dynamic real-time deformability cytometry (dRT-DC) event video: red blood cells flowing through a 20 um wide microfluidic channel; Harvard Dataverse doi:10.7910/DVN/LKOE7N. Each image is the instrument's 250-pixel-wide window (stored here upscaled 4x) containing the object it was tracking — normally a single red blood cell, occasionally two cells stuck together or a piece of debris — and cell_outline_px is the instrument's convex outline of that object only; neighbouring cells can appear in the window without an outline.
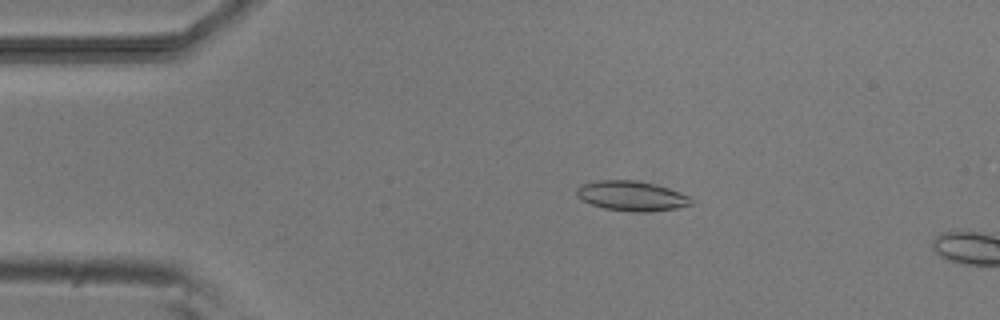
{"species": "common noctule bat (a hibernating species)", "species_latin": "Nyctalus noctula", "temperature_condition": "room temperature", "stored_images_in_passage": 4, "camera_frame_rate_fps": 3000, "um_per_image_px": 0.085, "animal": {"sex": "male", "body_mass_g": 20.5, "forearm_length_mm": 52.5}, "frame": {"image": 1, "passage_image": 3, "time_ms": 2.333, "image_size_px": [1000, 320], "cell_outline_px": [[692, 204], [676, 208], [644, 212], [632, 212], [604, 208], [592, 204], [576, 196], [576, 188], [580, 184], [596, 180], [636, 180], [656, 184], [680, 192], [688, 196], [692, 200]], "centroid_in_image_um": [53.66, 16.64], "position_along_channel_um": 31.3, "area_um2": 19.94}}